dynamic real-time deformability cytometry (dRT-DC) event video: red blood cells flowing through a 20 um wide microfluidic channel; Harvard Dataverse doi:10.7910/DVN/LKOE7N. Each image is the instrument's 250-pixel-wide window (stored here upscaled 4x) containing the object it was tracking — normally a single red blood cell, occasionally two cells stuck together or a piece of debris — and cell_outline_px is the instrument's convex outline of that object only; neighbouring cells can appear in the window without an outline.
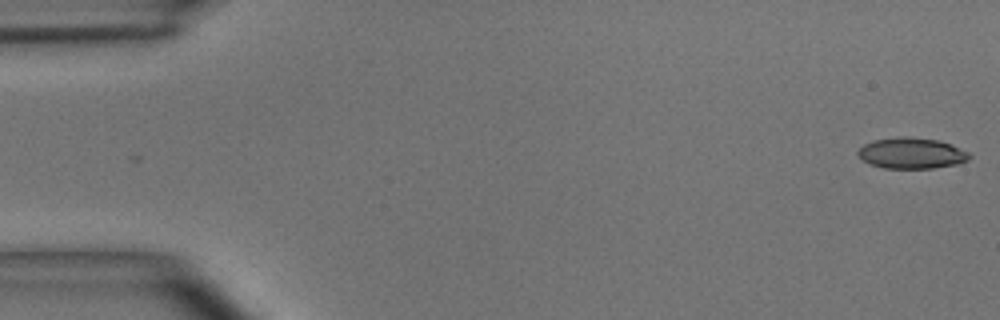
{"species": "common noctule bat (a hibernating species)", "species_latin": "Nyctalus noctula", "temperature_condition": "room temperature", "stored_images_in_passage": 4, "camera_frame_rate_fps": 3000, "um_per_image_px": 0.085, "animal": {"sex": "male", "body_mass_g": 15.6}, "frame": {"image": 1, "passage_image": 1, "time_ms": 0.0, "image_size_px": [1000, 320], "cell_outline_px": [[972, 156], [968, 160], [960, 164], [932, 168], [884, 168], [872, 164], [864, 160], [856, 152], [864, 144], [872, 140], [900, 136], [908, 136], [940, 140], [952, 144], [968, 152]], "centroid_in_image_um": [77.52, 13.01], "position_along_channel_um": 7.5, "area_um2": 20.23}}
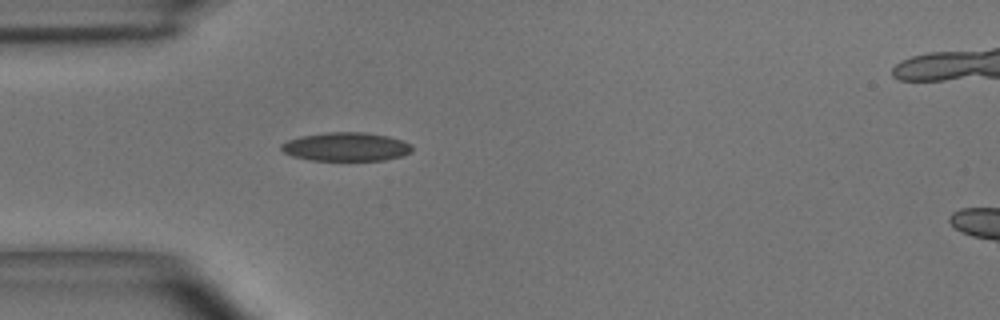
{"frame": {"image": 2, "passage_image": 4, "time_ms": 1.0, "image_size_px": [1000, 320], "cell_outline_px": [[412, 152], [404, 156], [384, 160], [312, 160], [292, 156], [284, 152], [280, 148], [280, 144], [288, 140], [300, 136], [328, 132], [364, 132], [388, 136], [404, 140], [412, 144]], "centroid_in_image_um": [29.45, 12.47], "position_along_channel_um": 55.5, "area_um2": 22.02}}